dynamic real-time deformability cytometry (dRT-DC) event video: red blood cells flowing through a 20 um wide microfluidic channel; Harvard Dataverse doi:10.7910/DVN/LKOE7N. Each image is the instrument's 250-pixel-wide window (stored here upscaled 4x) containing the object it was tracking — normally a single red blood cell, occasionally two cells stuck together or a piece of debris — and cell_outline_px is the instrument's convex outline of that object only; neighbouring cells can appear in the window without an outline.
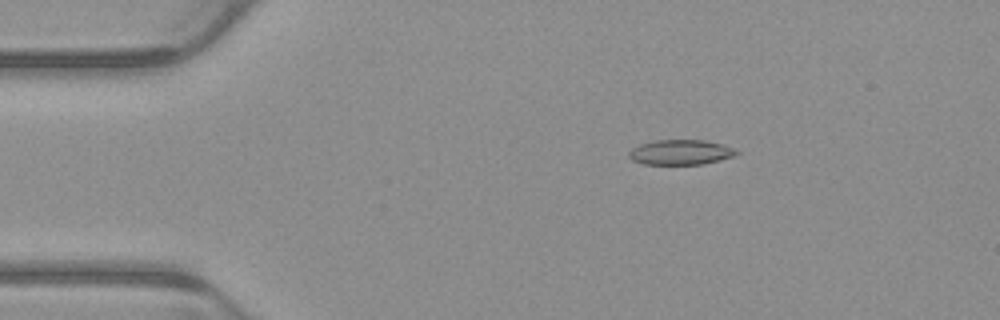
{"species": "common noctule bat (a hibernating species)", "species_latin": "Nyctalus noctula", "temperature_condition": "warm", "stored_images_in_passage": 9, "camera_frame_rate_fps": 3000, "um_per_image_px": 0.085, "animal": {"sex": "male", "body_mass_g": 23.1, "forearm_length_mm": 52.7}, "frame": {"image": 1, "passage_image": 3, "time_ms": 0.667, "image_size_px": [1000, 320], "cell_outline_px": [[740, 152], [736, 156], [700, 164], [644, 164], [632, 160], [628, 156], [628, 152], [632, 148], [640, 144], [656, 140], [704, 140], [724, 144], [736, 148]], "centroid_in_image_um": [57.88, 12.93], "position_along_channel_um": 27.1, "area_um2": 15.78}}
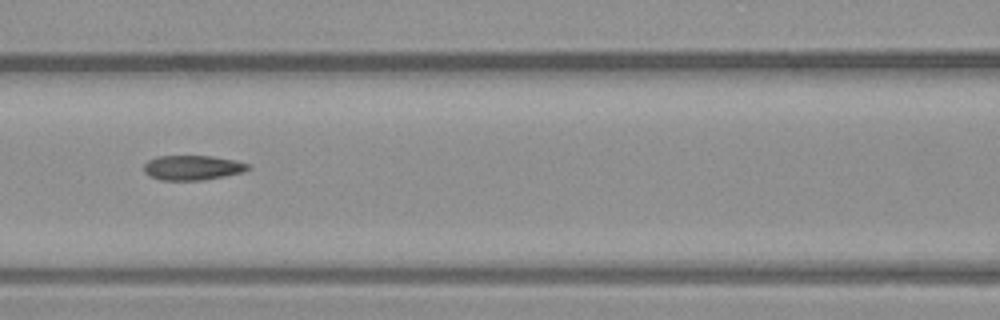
{"frame": {"image": 2, "passage_image": 7, "time_ms": 2.0, "image_size_px": [1000, 320], "cell_outline_px": [[252, 168], [244, 172], [224, 176], [200, 180], [160, 180], [144, 172], [144, 164], [148, 160], [156, 156], [212, 156], [236, 160], [248, 164]], "centroid_in_image_um": [16.38, 14.24], "position_along_channel_um": 150.2, "area_um2": 15.03}}
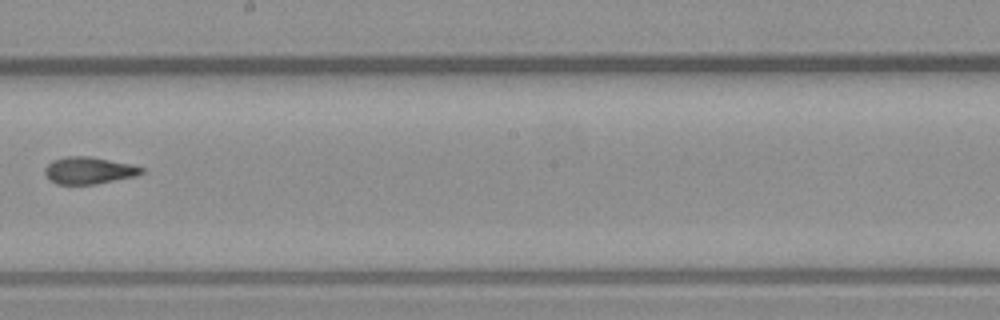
{"frame": {"image": 3, "passage_image": 9, "time_ms": 2.667, "image_size_px": [1000, 320], "cell_outline_px": [[144, 172], [136, 176], [96, 184], [56, 184], [48, 180], [44, 172], [44, 168], [52, 160], [68, 156], [92, 156], [132, 164], [144, 168]], "centroid_in_image_um": [7.55, 14.48], "position_along_channel_um": 240.7, "area_um2": 15.43}}